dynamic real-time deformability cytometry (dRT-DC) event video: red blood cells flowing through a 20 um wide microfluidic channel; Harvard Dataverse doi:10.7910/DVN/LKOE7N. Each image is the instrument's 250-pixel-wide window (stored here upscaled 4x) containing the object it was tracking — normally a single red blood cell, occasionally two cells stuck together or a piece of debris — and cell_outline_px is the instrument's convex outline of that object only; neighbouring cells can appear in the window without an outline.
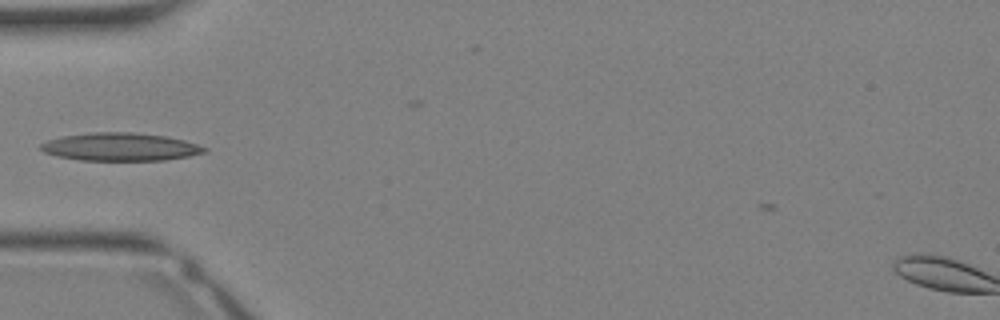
{"species": "Egyptian fruit bat (a non-hibernating species)", "species_latin": "Rousettus aegyptiacus", "temperature_condition": "warm", "stored_images_in_passage": 26, "camera_frame_rate_fps": 3000, "um_per_image_px": 0.085, "animal": {"sex": "female"}, "frame": {"image": 1, "passage_image": 3, "time_ms": 0.667, "image_size_px": [1000, 320], "cell_outline_px": [[208, 152], [188, 156], [164, 160], [80, 160], [56, 156], [44, 152], [40, 148], [40, 144], [48, 140], [60, 136], [92, 132], [132, 132], [168, 136], [184, 140], [208, 148]], "centroid_in_image_um": [10.22, 12.48], "position_along_channel_um": 74.8, "area_um2": 26.76}}
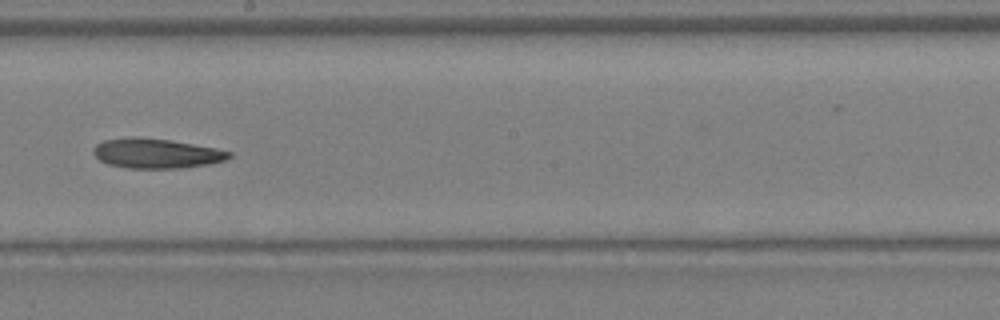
{"frame": {"image": 2, "passage_image": 11, "time_ms": 3.333, "image_size_px": [1000, 320], "cell_outline_px": [[232, 156], [224, 160], [208, 164], [180, 168], [128, 168], [108, 164], [100, 160], [92, 152], [92, 148], [96, 144], [104, 140], [136, 136], [168, 140], [216, 148], [232, 152]], "centroid_in_image_um": [13.26, 13.03], "position_along_channel_um": 234.9, "area_um2": 23.41}}
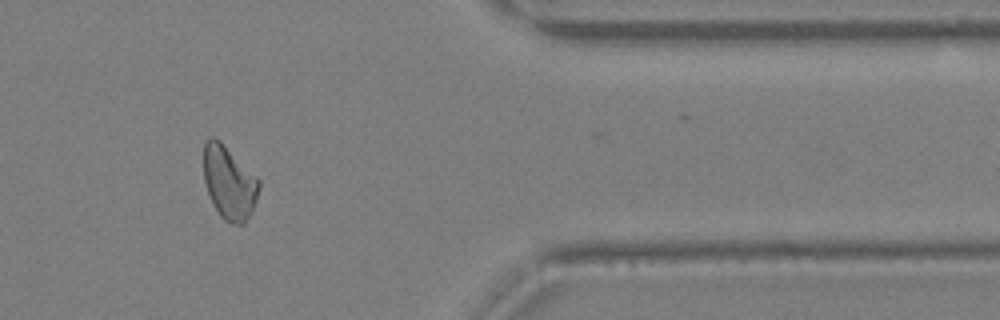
{"frame": {"image": 3, "passage_image": 20, "time_ms": 6.333, "image_size_px": [1000, 320], "cell_outline_px": [[260, 184], [256, 200], [252, 212], [244, 224], [236, 224], [224, 220], [220, 216], [208, 192], [204, 180], [204, 144], [212, 136], [220, 140], [260, 180]], "centroid_in_image_um": [19.49, 15.52], "position_along_channel_um": 391.9, "area_um2": 23.35}}